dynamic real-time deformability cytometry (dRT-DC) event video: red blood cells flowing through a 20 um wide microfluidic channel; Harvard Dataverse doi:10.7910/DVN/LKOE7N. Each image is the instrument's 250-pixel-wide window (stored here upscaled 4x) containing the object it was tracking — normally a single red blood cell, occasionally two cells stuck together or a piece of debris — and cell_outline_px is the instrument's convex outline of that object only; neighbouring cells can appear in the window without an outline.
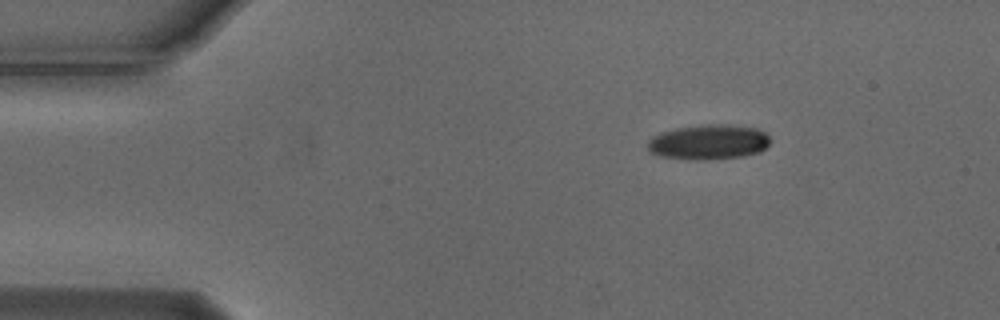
{"species": "Egyptian fruit bat (a non-hibernating species)", "species_latin": "Rousettus aegyptiacus", "temperature_condition": "cold", "stored_images_in_passage": 6, "camera_frame_rate_fps": 3000, "um_per_image_px": 0.085, "animal": {"sex": "male"}, "frame": {"image": 1, "passage_image": 1, "time_ms": 0.0, "image_size_px": [1000, 320], "cell_outline_px": [[768, 144], [760, 152], [744, 156], [708, 160], [696, 160], [660, 156], [648, 152], [648, 140], [652, 136], [660, 132], [676, 128], [704, 124], [724, 124], [756, 128], [764, 132], [768, 136]], "centroid_in_image_um": [60.19, 12.08], "position_along_channel_um": 24.8, "area_um2": 25.09}}